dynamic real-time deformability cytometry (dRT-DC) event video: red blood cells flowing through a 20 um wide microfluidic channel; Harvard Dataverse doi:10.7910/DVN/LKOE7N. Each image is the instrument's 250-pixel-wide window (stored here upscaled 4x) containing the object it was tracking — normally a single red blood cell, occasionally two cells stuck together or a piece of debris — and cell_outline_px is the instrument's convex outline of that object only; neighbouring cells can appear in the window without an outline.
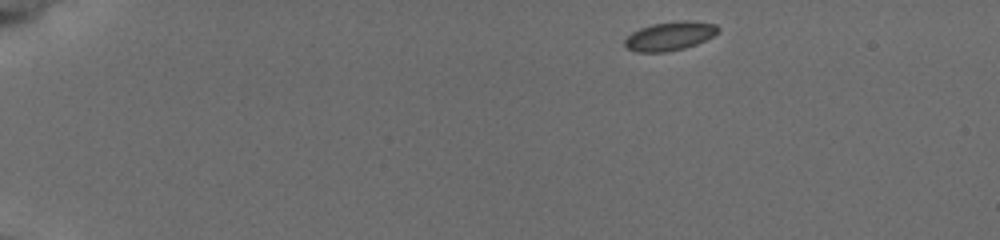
{"species": "common noctule bat (a hibernating species)", "species_latin": "Nyctalus noctula", "temperature_condition": "cold", "stored_images_in_passage": 47, "camera_frame_rate_fps": 3000, "um_per_image_px": 0.085, "animal": {"sex": "female", "body_mass_g": 19.5, "forearm_length_mm": 54.1}, "frame": {"image": 1, "passage_image": 1, "time_ms": 0.0, "image_size_px": [1000, 240], "cell_outline_px": [[720, 28], [712, 36], [696, 44], [684, 48], [664, 52], [636, 52], [624, 48], [624, 40], [632, 32], [640, 28], [652, 24], [680, 20], [692, 20], [716, 24]], "centroid_in_image_um": [56.9, 3.06], "position_along_channel_um": 28.1, "area_um2": 15.72}}
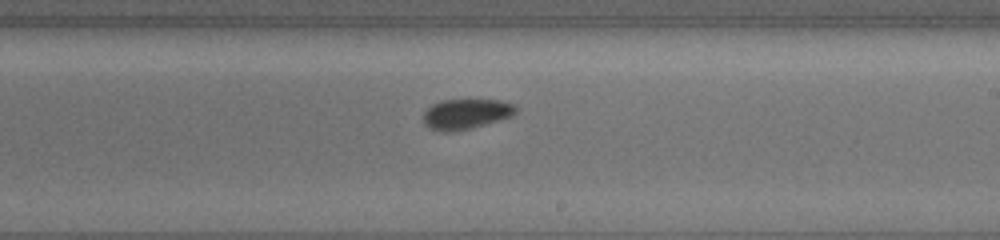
{"frame": {"image": 2, "passage_image": 27, "time_ms": 8.667, "image_size_px": [1000, 240], "cell_outline_px": [[520, 108], [512, 116], [500, 120], [468, 128], [448, 132], [440, 132], [428, 128], [424, 124], [424, 112], [432, 104], [440, 100], [500, 100], [516, 104]], "centroid_in_image_um": [39.63, 9.68], "position_along_channel_um": 249.4, "area_um2": 16.36}}
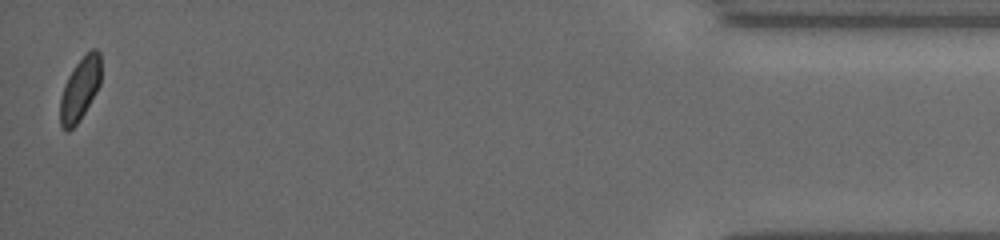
{"frame": {"image": 3, "passage_image": 47, "time_ms": 15.333, "image_size_px": [1000, 240], "cell_outline_px": [[100, 84], [96, 92], [80, 120], [68, 132], [64, 132], [60, 124], [60, 100], [64, 84], [68, 76], [76, 64], [92, 48], [96, 48], [100, 52]], "centroid_in_image_um": [6.78, 7.6], "position_along_channel_um": 428.4, "area_um2": 14.91}, "authors_computed_cell_mechanics": {"area_um2": 15.7794, "velocity_mm_per_s": 3.7534, "shape_relaxation_time_tau1_ms": 1.2846, "shape_relaxation_time_tau2_ms": null, "deformation_change_tau1": 0.0579, "deformation_change_tau2": null}}